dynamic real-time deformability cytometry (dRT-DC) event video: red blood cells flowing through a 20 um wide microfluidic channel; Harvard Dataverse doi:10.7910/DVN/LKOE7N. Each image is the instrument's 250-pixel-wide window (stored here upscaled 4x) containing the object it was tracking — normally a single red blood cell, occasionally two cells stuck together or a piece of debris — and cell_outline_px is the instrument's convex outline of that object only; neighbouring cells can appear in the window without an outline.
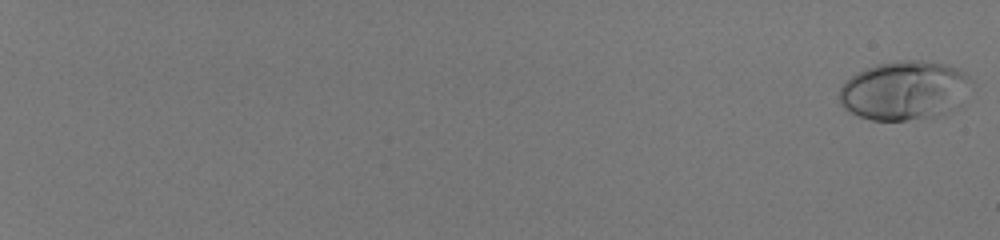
{"species": "human", "species_latin": "Homo sapiens", "temperature_condition": "room temperature", "stored_images_in_passage": 57, "camera_frame_rate_fps": 3000, "um_per_image_px": 0.085, "donor": {"sex": "male"}, "frame": {"image": 1, "passage_image": 1, "time_ms": 0.0, "image_size_px": [1000, 240], "cell_outline_px": [[972, 80], [932, 116], [908, 120], [872, 120], [860, 116], [844, 108], [840, 104], [836, 96], [840, 88], [856, 72], [880, 64], [908, 60], [920, 60], [944, 64], [956, 68], [964, 72]], "centroid_in_image_um": [76.64, 7.65], "position_along_channel_um": 8.4, "area_um2": 42.77}}
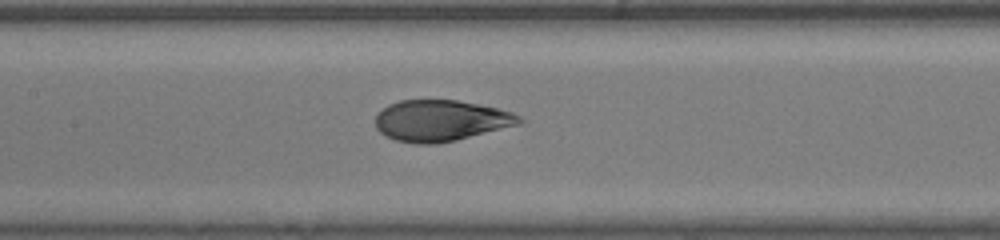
{"frame": {"image": 2, "passage_image": 34, "time_ms": 11.0, "image_size_px": [1000, 240], "cell_outline_px": [[524, 120], [520, 124], [456, 140], [436, 144], [416, 144], [396, 140], [380, 132], [376, 128], [376, 116], [388, 104], [400, 100], [456, 100], [496, 108], [512, 112], [520, 116]], "centroid_in_image_um": [37.47, 10.25], "position_along_channel_um": 169.9, "area_um2": 34.28}}
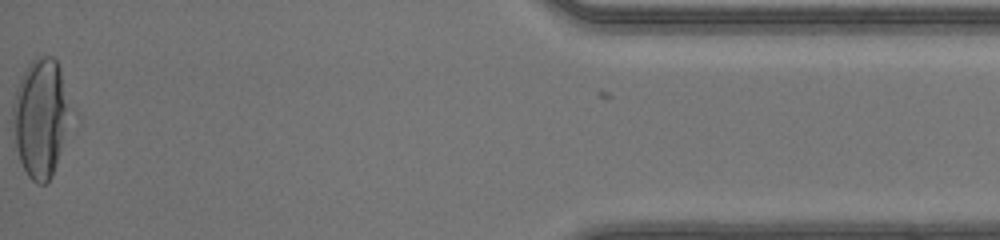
{"frame": {"image": 3, "passage_image": 57, "time_ms": 18.667, "image_size_px": [1000, 240], "cell_outline_px": [[80, 116], [52, 176], [44, 184], [36, 184], [28, 176], [20, 160], [16, 148], [12, 116], [12, 104], [16, 88], [28, 64], [36, 56], [52, 56], [56, 60], [60, 68]], "centroid_in_image_um": [3.63, 10.01], "position_along_channel_um": 431.6, "area_um2": 42.83}, "authors_computed_cell_mechanics": {"area_um2": 36.5874, "velocity_mm_per_s": 4.1468, "shape_relaxation_time_tau1_ms": 3.9238, "shape_relaxation_time_tau2_ms": null, "deformation_change_tau1": 0.2076, "deformation_change_tau2": null}}